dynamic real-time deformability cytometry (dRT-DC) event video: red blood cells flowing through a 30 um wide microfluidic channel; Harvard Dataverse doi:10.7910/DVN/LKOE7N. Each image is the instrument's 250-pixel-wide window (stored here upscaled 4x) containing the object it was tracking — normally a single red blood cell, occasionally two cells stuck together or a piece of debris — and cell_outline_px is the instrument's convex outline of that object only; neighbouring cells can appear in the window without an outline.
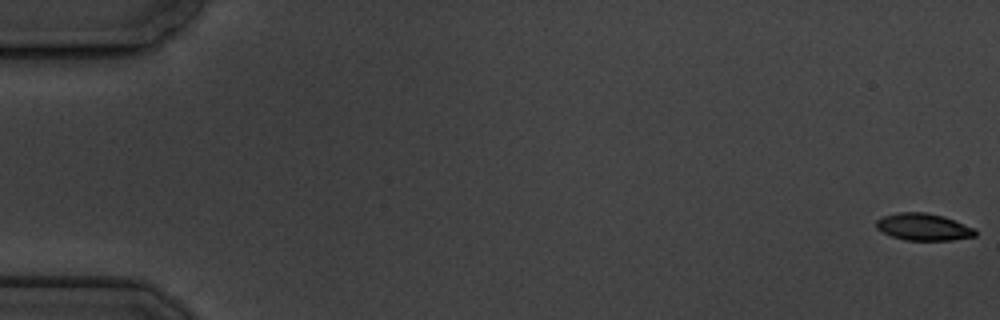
{"species": "common noctule bat (a hibernating species)", "species_latin": "Nyctalus noctula", "temperature_condition": "cold", "stored_images_in_passage": 7, "camera_frame_rate_fps": 3000, "um_per_image_px": 0.085, "animal": {"sex": "male", "body_mass_g": 19.5, "forearm_length_mm": 54.6}, "frame": {"image": 1, "passage_image": 1, "time_ms": 0.0, "image_size_px": [1000, 320], "cell_outline_px": [[976, 236], [952, 240], [904, 240], [892, 236], [876, 228], [876, 220], [884, 216], [896, 212], [924, 212], [944, 216], [976, 228]], "centroid_in_image_um": [78.52, 19.28], "position_along_channel_um": 6.5, "area_um2": 15.66}}
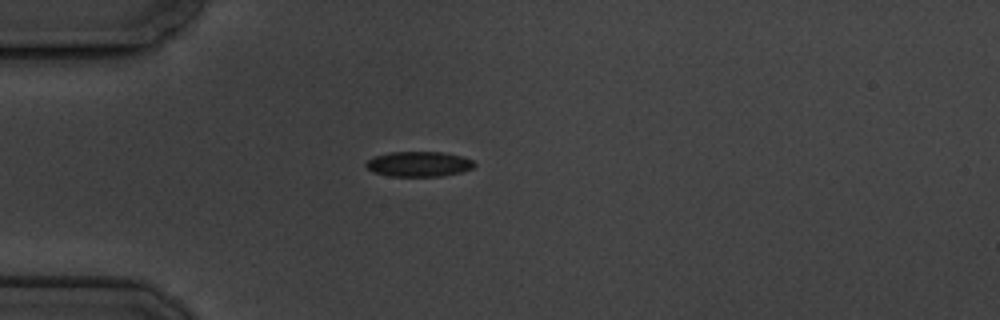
{"frame": {"image": 2, "passage_image": 7, "time_ms": 7.667, "image_size_px": [1000, 320], "cell_outline_px": [[476, 164], [472, 168], [460, 172], [440, 176], [388, 176], [372, 172], [364, 164], [372, 156], [388, 152], [444, 152], [464, 156], [472, 160]], "centroid_in_image_um": [35.57, 13.93], "position_along_channel_um": 49.4, "area_um2": 16.01}}